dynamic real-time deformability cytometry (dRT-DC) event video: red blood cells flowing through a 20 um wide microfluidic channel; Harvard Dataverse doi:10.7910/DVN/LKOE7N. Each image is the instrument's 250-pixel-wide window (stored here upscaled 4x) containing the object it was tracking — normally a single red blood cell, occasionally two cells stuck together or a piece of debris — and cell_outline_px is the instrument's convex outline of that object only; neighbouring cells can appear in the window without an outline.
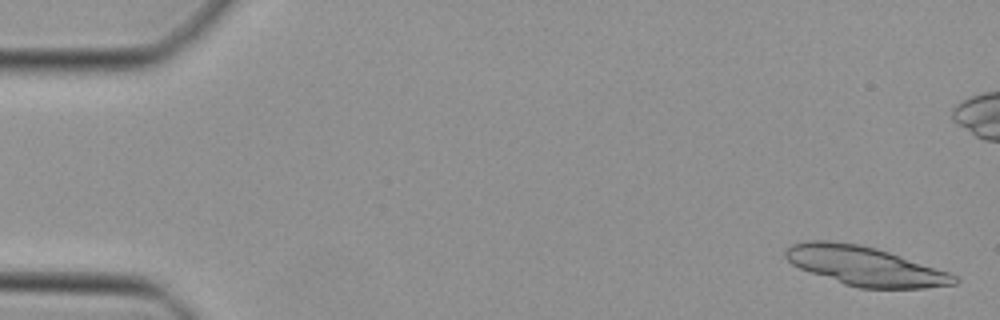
{"species": "Egyptian fruit bat (a non-hibernating species)", "species_latin": "Rousettus aegyptiacus", "temperature_condition": "cold", "stored_images_in_passage": 47, "segment_of_instrument_passage": [1, 2], "camera_frame_rate_fps": 3000, "um_per_image_px": 0.085, "animal": {"sex": "female"}, "frame": {"image": 1, "passage_image": 1, "time_ms": 0.0, "image_size_px": [1000, 320], "cell_outline_px": [[960, 280], [956, 284], [924, 288], [860, 288], [844, 284], [800, 268], [792, 264], [784, 256], [784, 252], [792, 244], [808, 240], [828, 240], [860, 244], [876, 248], [948, 272], [956, 276]], "centroid_in_image_um": [73.51, 22.61], "position_along_channel_um": 11.5, "area_um2": 38.15}}